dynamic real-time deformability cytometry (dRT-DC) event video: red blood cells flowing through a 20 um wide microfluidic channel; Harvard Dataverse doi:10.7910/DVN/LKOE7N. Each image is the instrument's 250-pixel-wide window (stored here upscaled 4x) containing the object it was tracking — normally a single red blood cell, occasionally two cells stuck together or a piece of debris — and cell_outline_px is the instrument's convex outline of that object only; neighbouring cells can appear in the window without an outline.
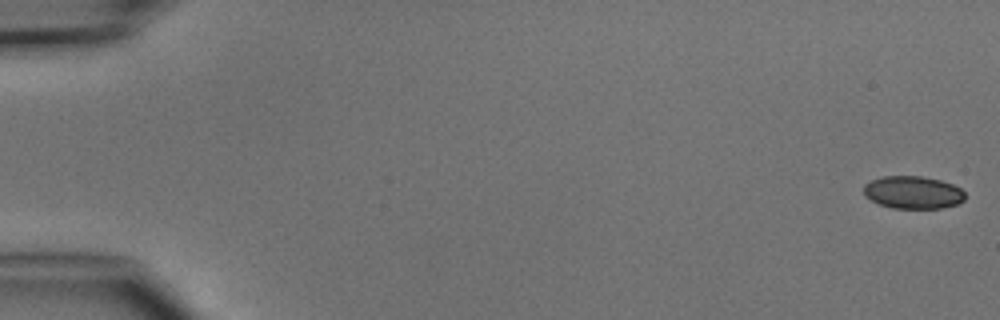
{"species": "common noctule bat (a hibernating species)", "species_latin": "Nyctalus noctula", "temperature_condition": "cold", "stored_images_in_passage": 5, "camera_frame_rate_fps": 3000, "um_per_image_px": 0.085, "animal": {"sex": "male", "body_mass_g": 15.6}, "frame": {"image": 1, "passage_image": 1, "time_ms": 0.0, "image_size_px": [1000, 320], "cell_outline_px": [[964, 200], [956, 204], [940, 208], [892, 208], [880, 204], [864, 196], [864, 184], [872, 180], [884, 176], [920, 176], [940, 180], [952, 184], [960, 188], [964, 192]], "centroid_in_image_um": [77.59, 16.35], "position_along_channel_um": 7.4, "area_um2": 19.13}}
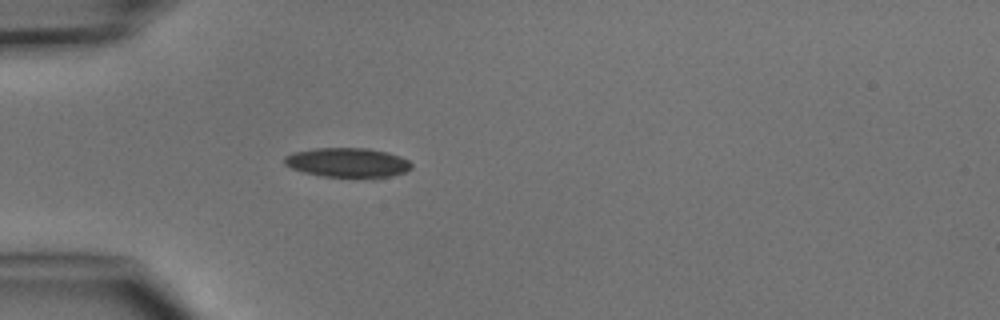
{"frame": {"image": 2, "passage_image": 5, "time_ms": 4.667, "image_size_px": [1000, 320], "cell_outline_px": [[412, 168], [404, 172], [388, 176], [324, 176], [304, 172], [292, 168], [284, 164], [284, 156], [292, 152], [316, 148], [368, 148], [388, 152], [400, 156], [408, 160], [412, 164]], "centroid_in_image_um": [29.52, 13.79], "position_along_channel_um": 55.5, "area_um2": 21.44}}